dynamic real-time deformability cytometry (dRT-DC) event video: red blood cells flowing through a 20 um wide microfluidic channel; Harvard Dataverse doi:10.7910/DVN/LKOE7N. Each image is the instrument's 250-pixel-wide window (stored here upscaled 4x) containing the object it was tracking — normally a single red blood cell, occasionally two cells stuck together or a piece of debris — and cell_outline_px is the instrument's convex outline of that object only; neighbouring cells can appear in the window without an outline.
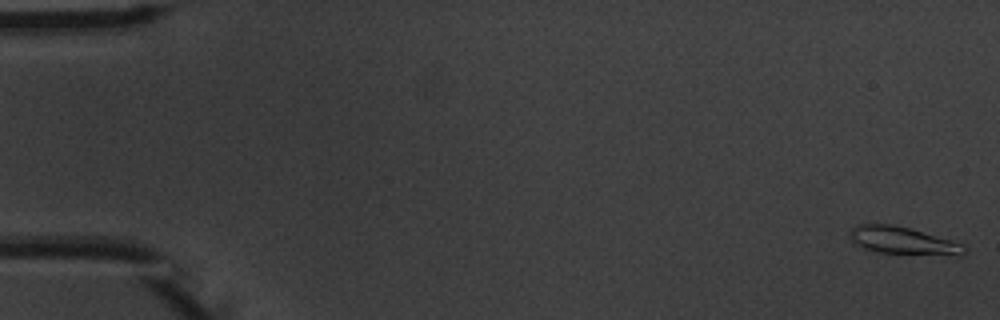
{"species": "common noctule bat (a hibernating species)", "species_latin": "Nyctalus noctula", "temperature_condition": "warm", "stored_images_in_passage": 5, "camera_frame_rate_fps": 3000, "um_per_image_px": 0.085, "animal": {"sex": "male", "body_mass_g": 20.1, "forearm_length_mm": 53.5}, "frame": {"image": 1, "passage_image": 1, "time_ms": 0.0, "image_size_px": [1000, 320], "cell_outline_px": [[968, 248], [960, 256], [956, 256], [876, 252], [864, 248], [856, 244], [852, 240], [848, 232], [856, 224], [892, 224], [908, 228], [952, 240], [964, 244]], "centroid_in_image_um": [76.77, 20.46], "position_along_channel_um": 8.2, "area_um2": 18.44}}